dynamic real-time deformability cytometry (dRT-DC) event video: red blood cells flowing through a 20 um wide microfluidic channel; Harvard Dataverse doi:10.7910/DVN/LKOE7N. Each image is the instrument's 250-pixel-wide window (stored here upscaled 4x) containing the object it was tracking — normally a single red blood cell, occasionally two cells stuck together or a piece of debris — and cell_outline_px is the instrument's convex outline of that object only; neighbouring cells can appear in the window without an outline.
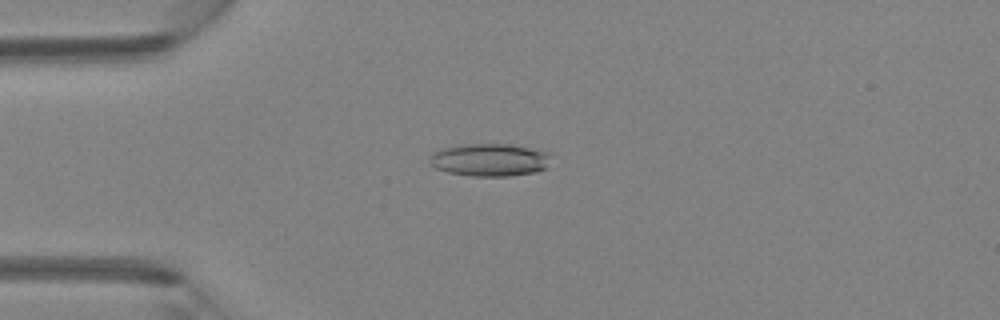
{"species": "Egyptian fruit bat (a non-hibernating species)", "species_latin": "Rousettus aegyptiacus", "temperature_condition": "room temperature", "stored_images_in_passage": 39, "camera_frame_rate_fps": 3000, "um_per_image_px": 0.085, "animal": {"sex": "female"}, "frame": {"image": 1, "passage_image": 5, "time_ms": 1.333, "image_size_px": [1000, 320], "cell_outline_px": [[552, 152], [548, 168], [536, 172], [508, 176], [472, 176], [448, 172], [436, 168], [428, 164], [428, 156], [432, 152], [440, 148], [460, 144], [508, 144]], "centroid_in_image_um": [41.61, 13.58], "position_along_channel_um": 43.4, "area_um2": 23.64}}
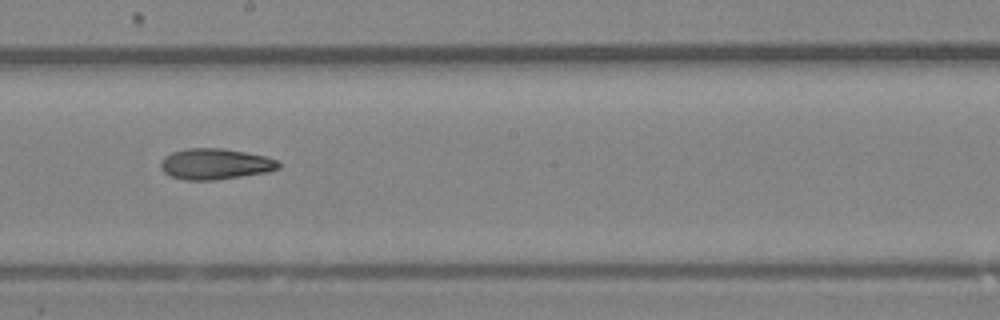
{"frame": {"image": 2, "passage_image": 19, "time_ms": 6.0, "image_size_px": [1000, 320], "cell_outline_px": [[280, 168], [268, 172], [216, 180], [184, 180], [172, 176], [164, 172], [160, 168], [160, 160], [164, 156], [172, 152], [184, 148], [220, 148], [244, 152], [264, 156], [276, 160], [280, 164]], "centroid_in_image_um": [18.26, 13.94], "position_along_channel_um": 229.9, "area_um2": 21.27}}
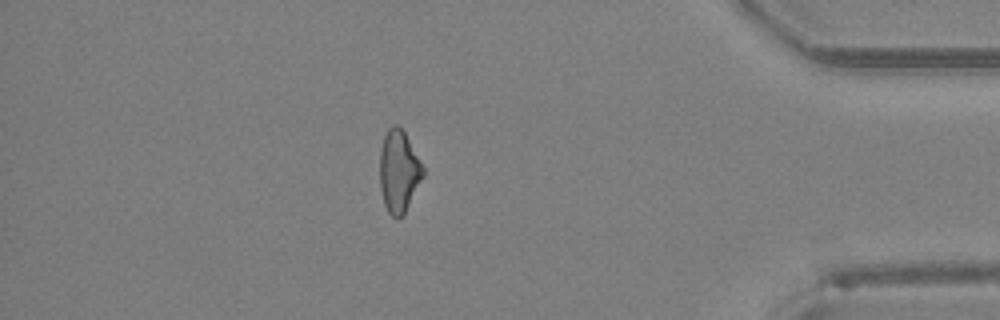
{"frame": {"image": 3, "passage_image": 33, "time_ms": 10.667, "image_size_px": [1000, 320], "cell_outline_px": [[424, 176], [404, 212], [396, 220], [388, 212], [384, 204], [380, 188], [380, 148], [384, 136], [388, 128], [392, 124], [396, 124], [404, 132], [424, 168]], "centroid_in_image_um": [33.88, 14.55], "position_along_channel_um": 401.3, "area_um2": 20.46}}